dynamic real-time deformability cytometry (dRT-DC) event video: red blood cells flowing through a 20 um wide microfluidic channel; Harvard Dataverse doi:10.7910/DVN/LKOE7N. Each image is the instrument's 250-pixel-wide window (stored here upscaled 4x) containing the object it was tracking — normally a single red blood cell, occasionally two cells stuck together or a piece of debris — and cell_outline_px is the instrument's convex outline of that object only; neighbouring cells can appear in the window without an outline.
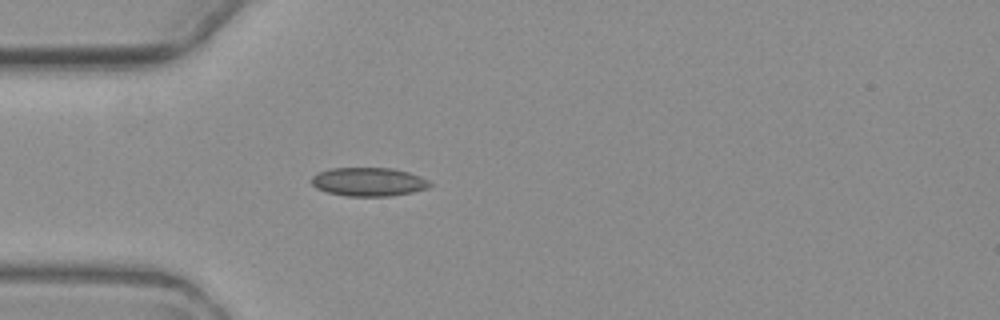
{"species": "common noctule bat (a hibernating species)", "species_latin": "Nyctalus noctula", "temperature_condition": "warm", "stored_images_in_passage": 1, "camera_frame_rate_fps": 3000, "um_per_image_px": 0.085, "animal": {"sex": "female", "body_mass_g": 19.3, "forearm_length_mm": 54.1}, "frame": {"image": 1, "passage_image": 1, "time_ms": 0.0, "image_size_px": [1000, 320], "cell_outline_px": [[432, 184], [428, 188], [412, 192], [392, 196], [348, 196], [328, 192], [316, 188], [312, 184], [312, 176], [320, 172], [332, 168], [392, 168], [408, 172], [420, 176], [428, 180]], "centroid_in_image_um": [31.35, 15.46], "position_along_channel_um": 53.6, "area_um2": 19.65}}